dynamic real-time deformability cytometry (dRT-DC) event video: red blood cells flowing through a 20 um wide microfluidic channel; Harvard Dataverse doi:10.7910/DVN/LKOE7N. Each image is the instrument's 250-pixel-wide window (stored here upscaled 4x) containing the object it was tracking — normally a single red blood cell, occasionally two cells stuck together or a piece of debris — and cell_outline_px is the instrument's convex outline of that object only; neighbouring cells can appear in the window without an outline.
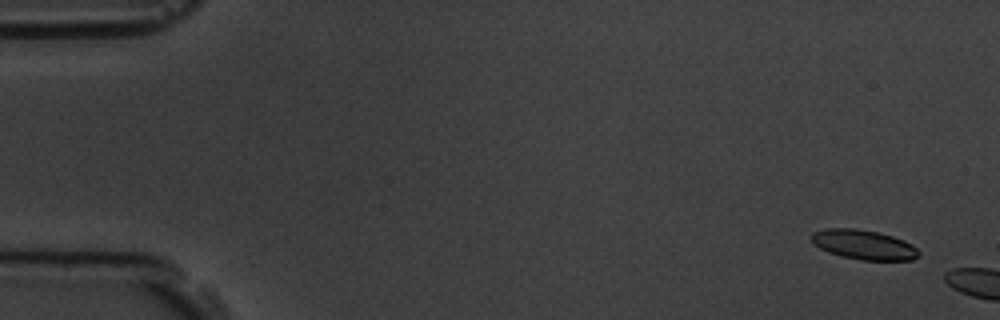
{"species": "common noctule bat (a hibernating species)", "species_latin": "Nyctalus noctula", "temperature_condition": "room temperature", "stored_images_in_passage": 2, "camera_frame_rate_fps": 3000, "um_per_image_px": 0.085, "animal": {"sex": "male", "body_mass_g": 19.5, "forearm_length_mm": 54.6}, "frame": {"image": 1, "passage_image": 1, "time_ms": 0.0, "image_size_px": [1000, 320], "cell_outline_px": [[920, 256], [912, 260], [860, 260], [840, 256], [828, 252], [812, 244], [812, 232], [824, 228], [856, 228], [876, 232], [892, 236], [904, 240], [912, 244], [920, 252]], "centroid_in_image_um": [73.41, 20.8], "position_along_channel_um": 11.6, "area_um2": 18.67}}